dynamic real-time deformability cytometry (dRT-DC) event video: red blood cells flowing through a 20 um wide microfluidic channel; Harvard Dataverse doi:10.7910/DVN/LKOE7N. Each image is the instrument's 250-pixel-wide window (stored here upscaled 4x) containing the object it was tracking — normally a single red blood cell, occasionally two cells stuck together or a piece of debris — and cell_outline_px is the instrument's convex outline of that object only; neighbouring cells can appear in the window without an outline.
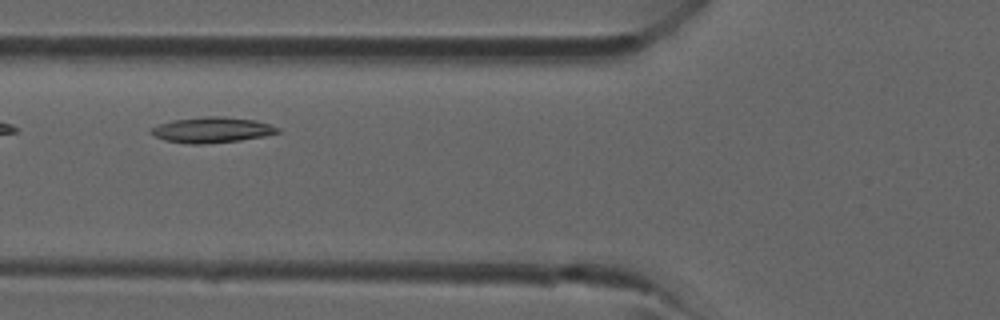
{"species": "common noctule bat (a hibernating species)", "species_latin": "Nyctalus noctula", "temperature_condition": "room temperature", "stored_images_in_passage": 2, "camera_frame_rate_fps": 3000, "um_per_image_px": 0.085, "animal": {"sex": "male", "forearm_length_mm": 52.5}, "frame": {"image": 1, "passage_image": 2, "time_ms": 1.333, "image_size_px": [1000, 320], "cell_outline_px": [[280, 132], [264, 136], [240, 140], [204, 144], [188, 144], [164, 140], [148, 132], [152, 128], [160, 124], [172, 120], [208, 116], [220, 116], [256, 120], [280, 128]], "centroid_in_image_um": [18.01, 11.04], "position_along_channel_um": 107.8, "area_um2": 18.79}}